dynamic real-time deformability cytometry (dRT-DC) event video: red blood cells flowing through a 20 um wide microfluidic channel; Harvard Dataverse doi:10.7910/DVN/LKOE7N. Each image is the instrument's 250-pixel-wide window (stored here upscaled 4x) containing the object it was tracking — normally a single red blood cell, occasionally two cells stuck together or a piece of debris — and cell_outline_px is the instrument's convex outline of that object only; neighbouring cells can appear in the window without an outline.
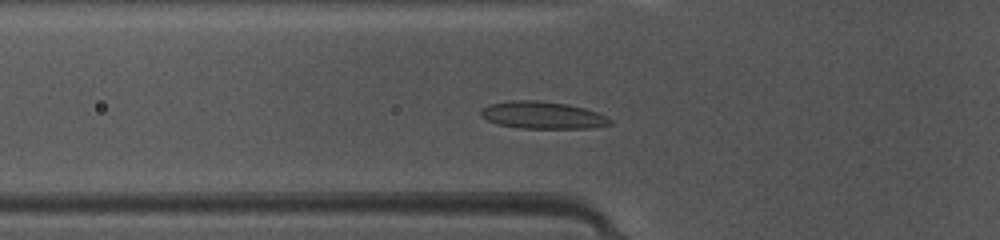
{"species": "common noctule bat (a hibernating species)", "species_latin": "Nyctalus noctula", "temperature_condition": "warm", "stored_images_in_passage": 33, "camera_frame_rate_fps": 3000, "um_per_image_px": 0.085, "animal": {"sex": "female", "body_mass_g": 10.0, "forearm_length_mm": 53.1}, "frame": {"image": 1, "passage_image": 2, "time_ms": 0.333, "image_size_px": [1000, 240], "cell_outline_px": [[612, 124], [592, 128], [520, 128], [500, 124], [488, 120], [480, 116], [480, 112], [484, 108], [492, 104], [508, 100], [536, 100], [568, 104], [584, 108], [596, 112], [612, 120]], "centroid_in_image_um": [46.13, 9.79], "position_along_channel_um": 79.7, "area_um2": 20.29}}
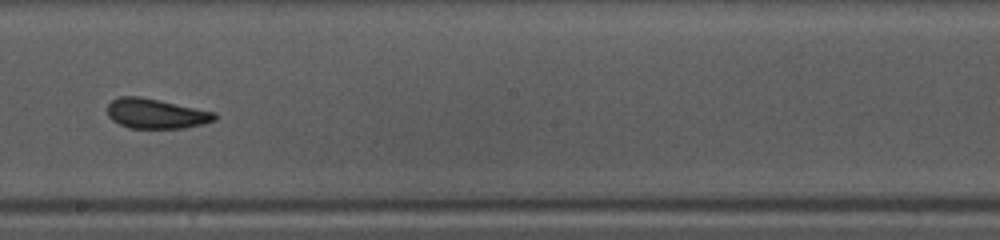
{"frame": {"image": 2, "passage_image": 13, "time_ms": 4.0, "image_size_px": [1000, 240], "cell_outline_px": [[216, 120], [204, 124], [184, 128], [128, 128], [112, 120], [108, 116], [108, 104], [112, 100], [120, 96], [140, 96], [160, 100], [216, 112]], "centroid_in_image_um": [13.27, 9.66], "position_along_channel_um": 234.9, "area_um2": 18.79}}
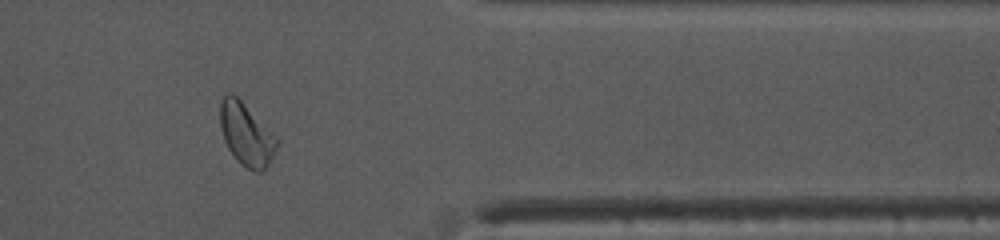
{"frame": {"image": 3, "passage_image": 25, "time_ms": 8.0, "image_size_px": [1000, 240], "cell_outline_px": [[280, 140], [264, 172], [256, 172], [240, 164], [236, 160], [228, 148], [224, 140], [220, 128], [220, 100], [224, 92], [232, 92]], "centroid_in_image_um": [20.91, 11.41], "position_along_channel_um": 390.5, "area_um2": 20.69}, "authors_computed_cell_mechanics": {"area_um2": 19.363, "velocity_mm_per_s": 4.2031, "shape_relaxation_time_tau1_ms": 3.3544, "shape_relaxation_time_tau2_ms": 1.753, "deformation_change_tau1": 0.1246, "deformation_change_tau2": 0.0648}}